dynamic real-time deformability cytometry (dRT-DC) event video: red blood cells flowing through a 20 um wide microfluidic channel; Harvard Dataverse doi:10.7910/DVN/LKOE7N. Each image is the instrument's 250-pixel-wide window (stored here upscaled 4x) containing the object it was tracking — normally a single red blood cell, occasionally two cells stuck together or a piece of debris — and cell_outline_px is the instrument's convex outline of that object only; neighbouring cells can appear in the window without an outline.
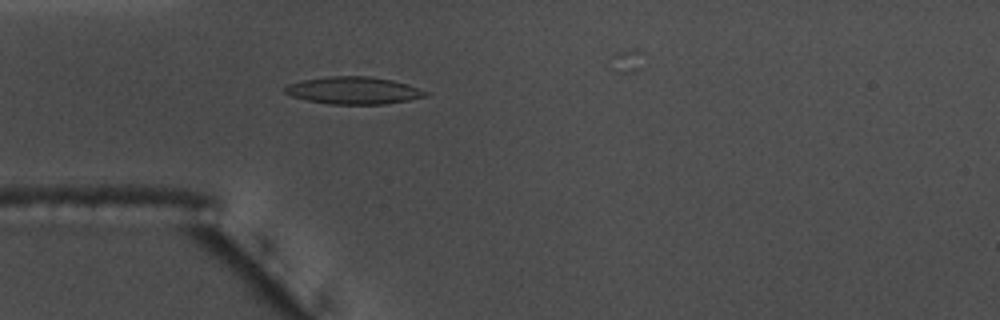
{"species": "common noctule bat (a hibernating species)", "species_latin": "Nyctalus noctula", "temperature_condition": "warm", "stored_images_in_passage": 37, "camera_frame_rate_fps": 3000, "um_per_image_px": 0.085, "animal": {"sex": "male", "body_mass_g": 17.5, "forearm_length_mm": 52.3}, "frame": {"image": 1, "passage_image": 6, "time_ms": 1.667, "image_size_px": [1000, 320], "cell_outline_px": [[428, 96], [408, 100], [384, 104], [332, 104], [308, 100], [292, 96], [284, 92], [284, 88], [288, 84], [304, 80], [328, 76], [368, 76], [392, 80], [408, 84], [428, 92]], "centroid_in_image_um": [30.07, 7.68], "position_along_channel_um": 54.9, "area_um2": 22.2}}